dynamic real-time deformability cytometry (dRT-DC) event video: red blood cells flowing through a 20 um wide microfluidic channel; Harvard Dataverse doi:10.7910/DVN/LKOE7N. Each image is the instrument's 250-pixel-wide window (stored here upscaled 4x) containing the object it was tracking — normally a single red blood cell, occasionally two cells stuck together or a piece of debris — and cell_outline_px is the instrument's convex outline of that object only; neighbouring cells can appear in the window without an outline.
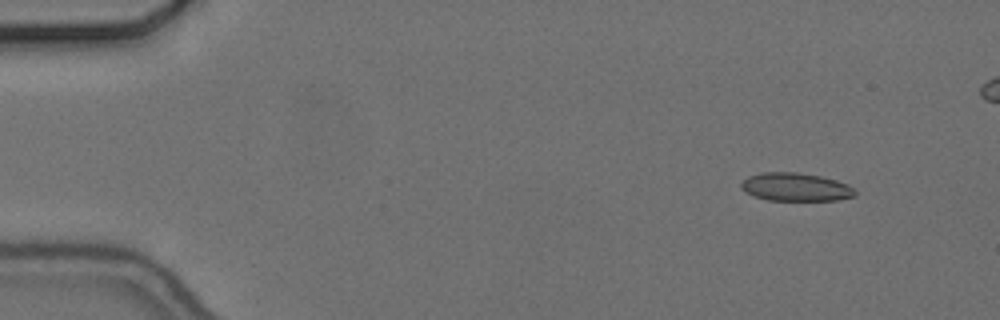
{"species": "common noctule bat (a hibernating species)", "species_latin": "Nyctalus noctula", "temperature_condition": "cold", "stored_images_in_passage": 52, "camera_frame_rate_fps": 3000, "um_per_image_px": 0.085, "animal": {"sex": "female", "body_mass_g": 24.6, "forearm_length_mm": 56.2}, "frame": {"image": 1, "passage_image": 5, "time_ms": 1.333, "image_size_px": [1000, 320], "cell_outline_px": [[856, 196], [836, 200], [768, 200], [752, 196], [740, 188], [740, 184], [748, 176], [760, 172], [796, 172], [820, 176], [836, 180], [848, 184], [856, 192]], "centroid_in_image_um": [67.6, 15.89], "position_along_channel_um": 17.4, "area_um2": 18.79}}
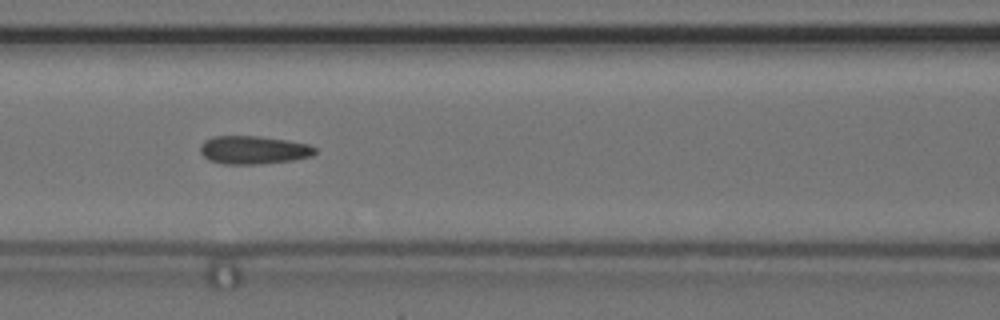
{"frame": {"image": 2, "passage_image": 24, "time_ms": 7.667, "image_size_px": [1000, 320], "cell_outline_px": [[316, 152], [312, 156], [292, 160], [256, 164], [224, 164], [208, 160], [200, 152], [200, 144], [204, 140], [212, 136], [260, 136], [288, 140], [308, 144], [316, 148]], "centroid_in_image_um": [21.52, 12.74], "position_along_channel_um": 145.1, "area_um2": 18.96}}
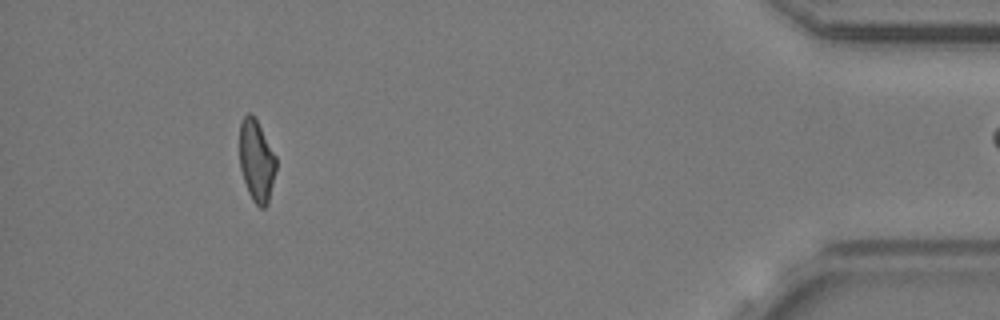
{"frame": {"image": 3, "passage_image": 51, "time_ms": 16.667, "image_size_px": [1000, 320], "cell_outline_px": [[276, 168], [268, 204], [264, 208], [260, 208], [252, 200], [248, 192], [240, 168], [240, 120], [248, 112], [252, 112], [276, 156]], "centroid_in_image_um": [21.8, 13.66], "position_along_channel_um": 413.4, "area_um2": 17.4}}